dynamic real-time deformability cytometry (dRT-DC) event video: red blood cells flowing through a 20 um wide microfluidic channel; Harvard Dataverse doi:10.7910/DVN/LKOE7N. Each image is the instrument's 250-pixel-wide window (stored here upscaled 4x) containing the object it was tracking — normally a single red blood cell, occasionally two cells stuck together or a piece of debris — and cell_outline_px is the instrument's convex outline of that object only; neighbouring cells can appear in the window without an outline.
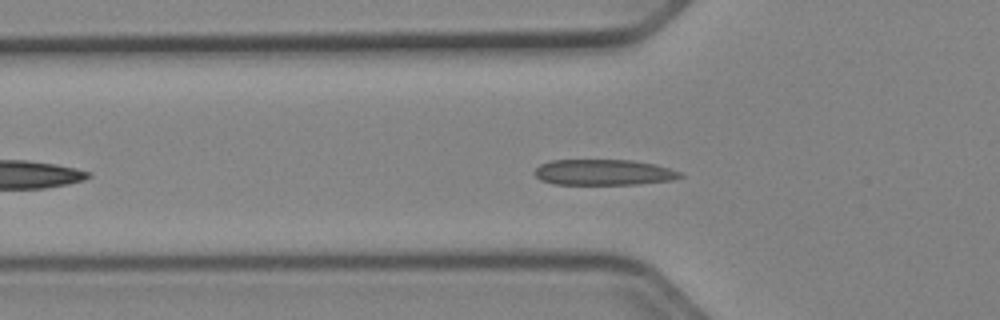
{"species": "Egyptian fruit bat (a non-hibernating species)", "species_latin": "Rousettus aegyptiacus", "temperature_condition": "cold", "stored_images_in_passage": 43, "camera_frame_rate_fps": 3000, "um_per_image_px": 0.085, "animal": {"sex": "female"}, "frame": {"image": 1, "passage_image": 8, "time_ms": 2.333, "image_size_px": [1000, 320], "cell_outline_px": [[684, 176], [672, 180], [636, 184], [552, 184], [540, 180], [532, 172], [540, 164], [552, 160], [632, 160], [656, 164], [680, 172]], "centroid_in_image_um": [51.28, 14.64], "position_along_channel_um": 74.5, "area_um2": 21.91}}
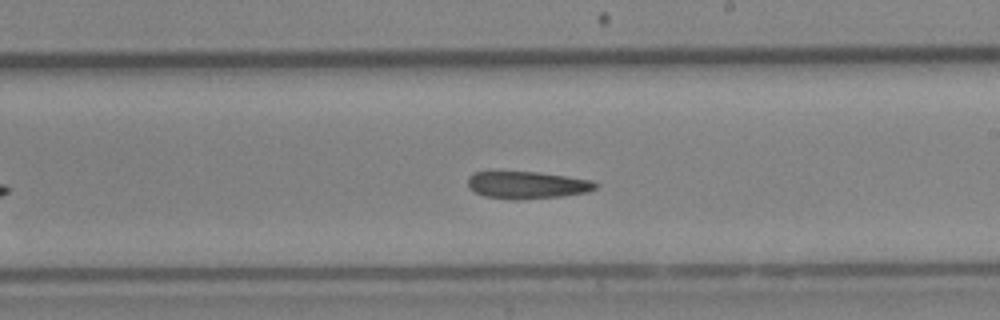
{"frame": {"image": 2, "passage_image": 21, "time_ms": 6.667, "image_size_px": [1000, 320], "cell_outline_px": [[600, 184], [596, 188], [588, 192], [564, 196], [520, 200], [512, 200], [484, 196], [468, 188], [468, 176], [476, 172], [536, 172], [592, 180]], "centroid_in_image_um": [44.83, 15.74], "position_along_channel_um": 244.2, "area_um2": 20.4}}
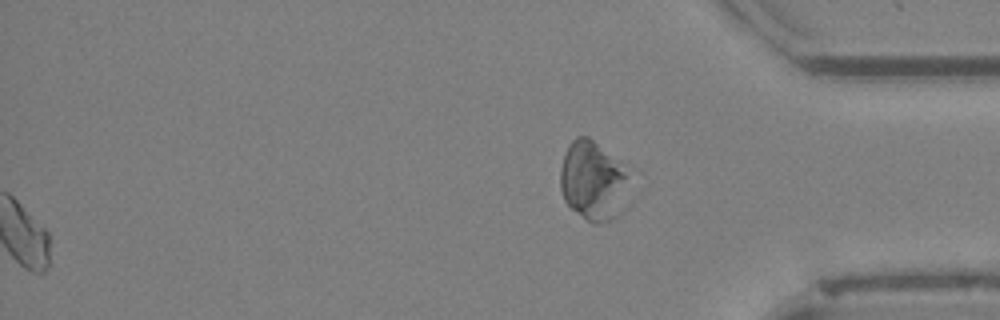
{"frame": {"image": 3, "passage_image": 43, "time_ms": 14.0, "image_size_px": [1000, 320], "cell_outline_px": [[632, 204], [620, 216], [612, 220], [600, 224], [592, 224], [572, 208], [564, 200], [560, 188], [560, 168], [564, 152], [568, 144], [576, 136], [588, 136], [616, 160], [624, 172]], "centroid_in_image_um": [50.43, 15.45], "position_along_channel_um": 384.8, "area_um2": 32.43}, "authors_computed_cell_mechanics": {"area_um2": 21.0392, "velocity_mm_per_s": 3.9339, "shape_relaxation_time_tau1_ms": 4.8297, "shape_relaxation_time_tau2_ms": null, "deformation_change_tau1": 0.0947, "deformation_change_tau2": null}}